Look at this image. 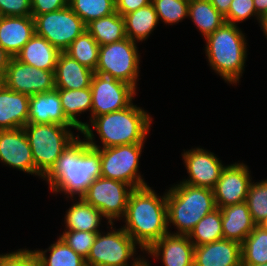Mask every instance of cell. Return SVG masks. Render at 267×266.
Instances as JSON below:
<instances>
[{"instance_id":"1","label":"cell","mask_w":267,"mask_h":266,"mask_svg":"<svg viewBox=\"0 0 267 266\" xmlns=\"http://www.w3.org/2000/svg\"><path fill=\"white\" fill-rule=\"evenodd\" d=\"M83 140L77 135L43 177L54 193L61 191L70 198L78 194L80 198L89 185L101 177L100 148H92Z\"/></svg>"},{"instance_id":"2","label":"cell","mask_w":267,"mask_h":266,"mask_svg":"<svg viewBox=\"0 0 267 266\" xmlns=\"http://www.w3.org/2000/svg\"><path fill=\"white\" fill-rule=\"evenodd\" d=\"M122 227L141 251L168 234L166 193L161 197L147 186L134 189L128 199Z\"/></svg>"},{"instance_id":"3","label":"cell","mask_w":267,"mask_h":266,"mask_svg":"<svg viewBox=\"0 0 267 266\" xmlns=\"http://www.w3.org/2000/svg\"><path fill=\"white\" fill-rule=\"evenodd\" d=\"M90 122V125L97 131L103 147L101 148L94 142L93 130L88 123L80 132L84 134L90 147L104 149L118 145L144 143L152 118L145 110L131 103L122 110L94 117Z\"/></svg>"},{"instance_id":"4","label":"cell","mask_w":267,"mask_h":266,"mask_svg":"<svg viewBox=\"0 0 267 266\" xmlns=\"http://www.w3.org/2000/svg\"><path fill=\"white\" fill-rule=\"evenodd\" d=\"M167 225L172 223L177 235H189L195 225L216 209L213 190L180 182L166 192Z\"/></svg>"},{"instance_id":"5","label":"cell","mask_w":267,"mask_h":266,"mask_svg":"<svg viewBox=\"0 0 267 266\" xmlns=\"http://www.w3.org/2000/svg\"><path fill=\"white\" fill-rule=\"evenodd\" d=\"M245 38L237 24L226 22L205 38L209 64L225 82L236 84L242 76L247 56Z\"/></svg>"},{"instance_id":"6","label":"cell","mask_w":267,"mask_h":266,"mask_svg":"<svg viewBox=\"0 0 267 266\" xmlns=\"http://www.w3.org/2000/svg\"><path fill=\"white\" fill-rule=\"evenodd\" d=\"M70 128L76 129L75 126L56 123H27L23 127L31 147L37 176L43 178L61 153L77 138Z\"/></svg>"},{"instance_id":"7","label":"cell","mask_w":267,"mask_h":266,"mask_svg":"<svg viewBox=\"0 0 267 266\" xmlns=\"http://www.w3.org/2000/svg\"><path fill=\"white\" fill-rule=\"evenodd\" d=\"M136 44L125 38L99 46L98 65L94 73L121 80L136 89L140 63Z\"/></svg>"},{"instance_id":"8","label":"cell","mask_w":267,"mask_h":266,"mask_svg":"<svg viewBox=\"0 0 267 266\" xmlns=\"http://www.w3.org/2000/svg\"><path fill=\"white\" fill-rule=\"evenodd\" d=\"M144 143L100 149L101 177L125 182L134 189L147 186L138 172Z\"/></svg>"},{"instance_id":"9","label":"cell","mask_w":267,"mask_h":266,"mask_svg":"<svg viewBox=\"0 0 267 266\" xmlns=\"http://www.w3.org/2000/svg\"><path fill=\"white\" fill-rule=\"evenodd\" d=\"M137 243L123 228L99 232L86 259L87 266H129L128 260L136 254ZM143 258H134L136 266Z\"/></svg>"},{"instance_id":"10","label":"cell","mask_w":267,"mask_h":266,"mask_svg":"<svg viewBox=\"0 0 267 266\" xmlns=\"http://www.w3.org/2000/svg\"><path fill=\"white\" fill-rule=\"evenodd\" d=\"M134 190L125 182L99 177L87 188L81 198L98 209L113 229V220L124 217L128 199Z\"/></svg>"},{"instance_id":"11","label":"cell","mask_w":267,"mask_h":266,"mask_svg":"<svg viewBox=\"0 0 267 266\" xmlns=\"http://www.w3.org/2000/svg\"><path fill=\"white\" fill-rule=\"evenodd\" d=\"M34 20L35 33L44 37L60 52H64L86 30L82 19L69 5L54 12L37 15Z\"/></svg>"},{"instance_id":"12","label":"cell","mask_w":267,"mask_h":266,"mask_svg":"<svg viewBox=\"0 0 267 266\" xmlns=\"http://www.w3.org/2000/svg\"><path fill=\"white\" fill-rule=\"evenodd\" d=\"M90 89L92 108L90 121L97 116L128 107L136 95L130 84L109 76L94 73Z\"/></svg>"},{"instance_id":"13","label":"cell","mask_w":267,"mask_h":266,"mask_svg":"<svg viewBox=\"0 0 267 266\" xmlns=\"http://www.w3.org/2000/svg\"><path fill=\"white\" fill-rule=\"evenodd\" d=\"M2 83L8 89L29 97L55 89L53 71L24 64L15 57H11Z\"/></svg>"},{"instance_id":"14","label":"cell","mask_w":267,"mask_h":266,"mask_svg":"<svg viewBox=\"0 0 267 266\" xmlns=\"http://www.w3.org/2000/svg\"><path fill=\"white\" fill-rule=\"evenodd\" d=\"M248 169V166L243 163L225 166L219 180L212 189L217 208L246 201L248 189L252 182Z\"/></svg>"},{"instance_id":"15","label":"cell","mask_w":267,"mask_h":266,"mask_svg":"<svg viewBox=\"0 0 267 266\" xmlns=\"http://www.w3.org/2000/svg\"><path fill=\"white\" fill-rule=\"evenodd\" d=\"M182 156L189 174L182 183L213 189L225 168L219 158L202 148L188 150Z\"/></svg>"},{"instance_id":"16","label":"cell","mask_w":267,"mask_h":266,"mask_svg":"<svg viewBox=\"0 0 267 266\" xmlns=\"http://www.w3.org/2000/svg\"><path fill=\"white\" fill-rule=\"evenodd\" d=\"M0 161L10 167L36 175L33 154L23 128L0 130Z\"/></svg>"},{"instance_id":"17","label":"cell","mask_w":267,"mask_h":266,"mask_svg":"<svg viewBox=\"0 0 267 266\" xmlns=\"http://www.w3.org/2000/svg\"><path fill=\"white\" fill-rule=\"evenodd\" d=\"M195 246L188 235H164L153 243L145 252L160 259L164 266H194Z\"/></svg>"},{"instance_id":"18","label":"cell","mask_w":267,"mask_h":266,"mask_svg":"<svg viewBox=\"0 0 267 266\" xmlns=\"http://www.w3.org/2000/svg\"><path fill=\"white\" fill-rule=\"evenodd\" d=\"M194 266H242L241 244L223 238L195 246Z\"/></svg>"},{"instance_id":"19","label":"cell","mask_w":267,"mask_h":266,"mask_svg":"<svg viewBox=\"0 0 267 266\" xmlns=\"http://www.w3.org/2000/svg\"><path fill=\"white\" fill-rule=\"evenodd\" d=\"M35 34L32 16H2L0 20V46L15 57Z\"/></svg>"},{"instance_id":"20","label":"cell","mask_w":267,"mask_h":266,"mask_svg":"<svg viewBox=\"0 0 267 266\" xmlns=\"http://www.w3.org/2000/svg\"><path fill=\"white\" fill-rule=\"evenodd\" d=\"M29 99L0 82V130L23 128L28 123Z\"/></svg>"},{"instance_id":"21","label":"cell","mask_w":267,"mask_h":266,"mask_svg":"<svg viewBox=\"0 0 267 266\" xmlns=\"http://www.w3.org/2000/svg\"><path fill=\"white\" fill-rule=\"evenodd\" d=\"M28 123L74 126L65 116L58 91L35 94L29 99Z\"/></svg>"},{"instance_id":"22","label":"cell","mask_w":267,"mask_h":266,"mask_svg":"<svg viewBox=\"0 0 267 266\" xmlns=\"http://www.w3.org/2000/svg\"><path fill=\"white\" fill-rule=\"evenodd\" d=\"M94 71L60 52L54 73L55 89L76 90L90 87Z\"/></svg>"},{"instance_id":"23","label":"cell","mask_w":267,"mask_h":266,"mask_svg":"<svg viewBox=\"0 0 267 266\" xmlns=\"http://www.w3.org/2000/svg\"><path fill=\"white\" fill-rule=\"evenodd\" d=\"M224 239L242 244L257 225L246 202L220 208Z\"/></svg>"},{"instance_id":"24","label":"cell","mask_w":267,"mask_h":266,"mask_svg":"<svg viewBox=\"0 0 267 266\" xmlns=\"http://www.w3.org/2000/svg\"><path fill=\"white\" fill-rule=\"evenodd\" d=\"M60 51L36 33L15 56L20 62L55 73Z\"/></svg>"},{"instance_id":"25","label":"cell","mask_w":267,"mask_h":266,"mask_svg":"<svg viewBox=\"0 0 267 266\" xmlns=\"http://www.w3.org/2000/svg\"><path fill=\"white\" fill-rule=\"evenodd\" d=\"M86 30L100 46L127 38L124 17L116 11L91 21L86 25Z\"/></svg>"},{"instance_id":"26","label":"cell","mask_w":267,"mask_h":266,"mask_svg":"<svg viewBox=\"0 0 267 266\" xmlns=\"http://www.w3.org/2000/svg\"><path fill=\"white\" fill-rule=\"evenodd\" d=\"M78 200L66 212V230L100 232L98 228L104 217L102 213L81 197Z\"/></svg>"},{"instance_id":"27","label":"cell","mask_w":267,"mask_h":266,"mask_svg":"<svg viewBox=\"0 0 267 266\" xmlns=\"http://www.w3.org/2000/svg\"><path fill=\"white\" fill-rule=\"evenodd\" d=\"M126 37L133 41H145L159 23L152 3L123 16Z\"/></svg>"},{"instance_id":"28","label":"cell","mask_w":267,"mask_h":266,"mask_svg":"<svg viewBox=\"0 0 267 266\" xmlns=\"http://www.w3.org/2000/svg\"><path fill=\"white\" fill-rule=\"evenodd\" d=\"M61 99V105L66 118L80 132L87 123L79 121L76 115L90 111L92 108V92L90 87L84 89L67 90L56 89Z\"/></svg>"},{"instance_id":"29","label":"cell","mask_w":267,"mask_h":266,"mask_svg":"<svg viewBox=\"0 0 267 266\" xmlns=\"http://www.w3.org/2000/svg\"><path fill=\"white\" fill-rule=\"evenodd\" d=\"M188 16L205 38L225 23V18L215 9L210 0L189 1Z\"/></svg>"},{"instance_id":"30","label":"cell","mask_w":267,"mask_h":266,"mask_svg":"<svg viewBox=\"0 0 267 266\" xmlns=\"http://www.w3.org/2000/svg\"><path fill=\"white\" fill-rule=\"evenodd\" d=\"M38 256L41 266H87L86 260L77 254L60 237L51 244L48 250H33ZM50 252L49 258L46 256Z\"/></svg>"},{"instance_id":"31","label":"cell","mask_w":267,"mask_h":266,"mask_svg":"<svg viewBox=\"0 0 267 266\" xmlns=\"http://www.w3.org/2000/svg\"><path fill=\"white\" fill-rule=\"evenodd\" d=\"M194 246H200L223 239L222 216L220 208L203 217L188 235Z\"/></svg>"},{"instance_id":"32","label":"cell","mask_w":267,"mask_h":266,"mask_svg":"<svg viewBox=\"0 0 267 266\" xmlns=\"http://www.w3.org/2000/svg\"><path fill=\"white\" fill-rule=\"evenodd\" d=\"M242 265L267 263V230L256 225L241 244Z\"/></svg>"},{"instance_id":"33","label":"cell","mask_w":267,"mask_h":266,"mask_svg":"<svg viewBox=\"0 0 267 266\" xmlns=\"http://www.w3.org/2000/svg\"><path fill=\"white\" fill-rule=\"evenodd\" d=\"M99 46L91 34L85 30L64 52L80 64L95 71L98 65Z\"/></svg>"},{"instance_id":"34","label":"cell","mask_w":267,"mask_h":266,"mask_svg":"<svg viewBox=\"0 0 267 266\" xmlns=\"http://www.w3.org/2000/svg\"><path fill=\"white\" fill-rule=\"evenodd\" d=\"M69 6L85 25L115 12V0H69Z\"/></svg>"},{"instance_id":"35","label":"cell","mask_w":267,"mask_h":266,"mask_svg":"<svg viewBox=\"0 0 267 266\" xmlns=\"http://www.w3.org/2000/svg\"><path fill=\"white\" fill-rule=\"evenodd\" d=\"M245 202L253 221L258 225L267 217V179L251 182Z\"/></svg>"},{"instance_id":"36","label":"cell","mask_w":267,"mask_h":266,"mask_svg":"<svg viewBox=\"0 0 267 266\" xmlns=\"http://www.w3.org/2000/svg\"><path fill=\"white\" fill-rule=\"evenodd\" d=\"M158 20L173 25L188 17L189 1L187 0H152Z\"/></svg>"},{"instance_id":"37","label":"cell","mask_w":267,"mask_h":266,"mask_svg":"<svg viewBox=\"0 0 267 266\" xmlns=\"http://www.w3.org/2000/svg\"><path fill=\"white\" fill-rule=\"evenodd\" d=\"M99 232L65 230L60 238L85 260Z\"/></svg>"},{"instance_id":"38","label":"cell","mask_w":267,"mask_h":266,"mask_svg":"<svg viewBox=\"0 0 267 266\" xmlns=\"http://www.w3.org/2000/svg\"><path fill=\"white\" fill-rule=\"evenodd\" d=\"M251 16H255L259 23L261 18L255 11L253 0H232L228 14L224 17L225 22L234 24L249 19Z\"/></svg>"},{"instance_id":"39","label":"cell","mask_w":267,"mask_h":266,"mask_svg":"<svg viewBox=\"0 0 267 266\" xmlns=\"http://www.w3.org/2000/svg\"><path fill=\"white\" fill-rule=\"evenodd\" d=\"M0 266H41V264L34 251L19 249L16 252L0 254Z\"/></svg>"},{"instance_id":"40","label":"cell","mask_w":267,"mask_h":266,"mask_svg":"<svg viewBox=\"0 0 267 266\" xmlns=\"http://www.w3.org/2000/svg\"><path fill=\"white\" fill-rule=\"evenodd\" d=\"M2 16H31V0H0Z\"/></svg>"},{"instance_id":"41","label":"cell","mask_w":267,"mask_h":266,"mask_svg":"<svg viewBox=\"0 0 267 266\" xmlns=\"http://www.w3.org/2000/svg\"><path fill=\"white\" fill-rule=\"evenodd\" d=\"M69 5V0H31V16L54 12Z\"/></svg>"},{"instance_id":"42","label":"cell","mask_w":267,"mask_h":266,"mask_svg":"<svg viewBox=\"0 0 267 266\" xmlns=\"http://www.w3.org/2000/svg\"><path fill=\"white\" fill-rule=\"evenodd\" d=\"M152 0H115V11L121 16L136 11L137 9L147 6Z\"/></svg>"},{"instance_id":"43","label":"cell","mask_w":267,"mask_h":266,"mask_svg":"<svg viewBox=\"0 0 267 266\" xmlns=\"http://www.w3.org/2000/svg\"><path fill=\"white\" fill-rule=\"evenodd\" d=\"M11 56L0 46V82H2Z\"/></svg>"},{"instance_id":"44","label":"cell","mask_w":267,"mask_h":266,"mask_svg":"<svg viewBox=\"0 0 267 266\" xmlns=\"http://www.w3.org/2000/svg\"><path fill=\"white\" fill-rule=\"evenodd\" d=\"M212 5L215 7V9L223 16L225 17L230 8V4L232 0H210Z\"/></svg>"},{"instance_id":"45","label":"cell","mask_w":267,"mask_h":266,"mask_svg":"<svg viewBox=\"0 0 267 266\" xmlns=\"http://www.w3.org/2000/svg\"><path fill=\"white\" fill-rule=\"evenodd\" d=\"M255 11L262 19L267 14V0H253Z\"/></svg>"},{"instance_id":"46","label":"cell","mask_w":267,"mask_h":266,"mask_svg":"<svg viewBox=\"0 0 267 266\" xmlns=\"http://www.w3.org/2000/svg\"><path fill=\"white\" fill-rule=\"evenodd\" d=\"M260 25H261V27L265 33V36L267 38V14L262 18Z\"/></svg>"},{"instance_id":"47","label":"cell","mask_w":267,"mask_h":266,"mask_svg":"<svg viewBox=\"0 0 267 266\" xmlns=\"http://www.w3.org/2000/svg\"><path fill=\"white\" fill-rule=\"evenodd\" d=\"M258 225L267 230V217L264 218Z\"/></svg>"},{"instance_id":"48","label":"cell","mask_w":267,"mask_h":266,"mask_svg":"<svg viewBox=\"0 0 267 266\" xmlns=\"http://www.w3.org/2000/svg\"><path fill=\"white\" fill-rule=\"evenodd\" d=\"M136 266H150V264L143 258Z\"/></svg>"},{"instance_id":"49","label":"cell","mask_w":267,"mask_h":266,"mask_svg":"<svg viewBox=\"0 0 267 266\" xmlns=\"http://www.w3.org/2000/svg\"><path fill=\"white\" fill-rule=\"evenodd\" d=\"M242 266H267V263H262L258 265H242Z\"/></svg>"}]
</instances>
